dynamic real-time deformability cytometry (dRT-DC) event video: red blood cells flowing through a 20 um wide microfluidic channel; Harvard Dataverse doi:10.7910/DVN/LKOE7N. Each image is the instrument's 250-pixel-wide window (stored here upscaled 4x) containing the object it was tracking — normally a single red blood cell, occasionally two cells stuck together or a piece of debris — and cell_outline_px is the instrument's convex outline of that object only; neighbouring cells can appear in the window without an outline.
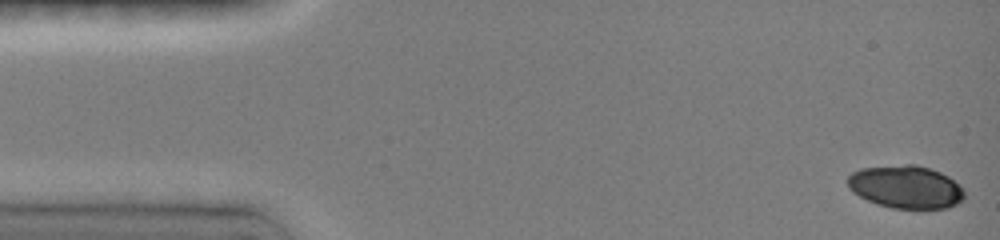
{"species": "common noctule bat (a hibernating species)", "species_latin": "Nyctalus noctula", "temperature_condition": "room temperature", "stored_images_in_passage": 37, "camera_frame_rate_fps": 3000, "um_per_image_px": 0.085, "animal": {"sex": "female", "body_mass_g": 19.0, "forearm_length_mm": 51.5}, "frame": {"image": 1, "passage_image": 1, "time_ms": 0.0, "image_size_px": [1000, 240], "cell_outline_px": [[964, 196], [956, 204], [948, 208], [892, 208], [876, 204], [852, 192], [848, 188], [848, 176], [852, 172], [860, 168], [904, 164], [916, 164], [940, 172], [948, 176], [964, 192]], "centroid_in_image_um": [76.94, 15.88], "position_along_channel_um": 8.1, "area_um2": 28.96}}
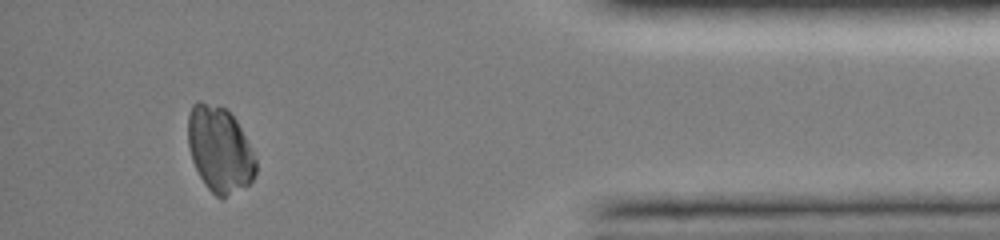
{"frame": {"image": 2, "passage_image": 34, "time_ms": 14.0, "image_size_px": [1000, 240], "cell_outline_px": [[256, 172], [252, 180], [248, 184], [220, 200], [204, 184], [192, 160], [188, 144], [188, 112], [192, 104], [200, 100], [224, 108], [236, 120], [256, 160]], "centroid_in_image_um": [18.64, 12.7], "position_along_channel_um": 416.6, "area_um2": 33.52}}